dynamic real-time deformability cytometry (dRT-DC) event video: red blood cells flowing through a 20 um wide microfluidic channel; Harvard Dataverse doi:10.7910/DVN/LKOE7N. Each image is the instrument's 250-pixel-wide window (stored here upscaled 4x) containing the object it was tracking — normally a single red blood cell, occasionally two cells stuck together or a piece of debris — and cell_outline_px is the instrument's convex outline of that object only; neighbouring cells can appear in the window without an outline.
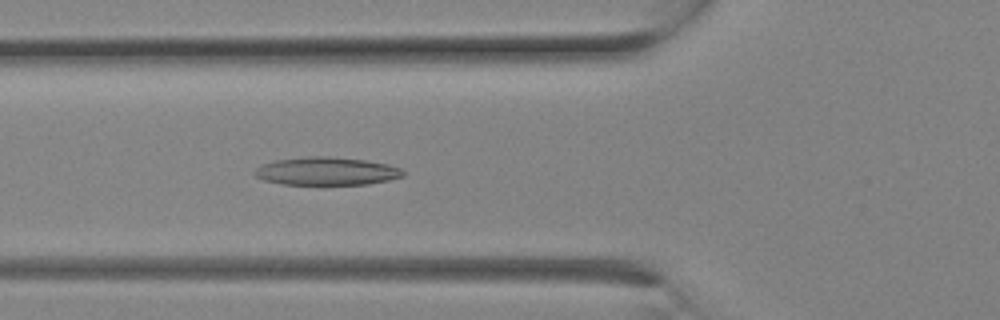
{"species": "Egyptian fruit bat (a non-hibernating species)", "species_latin": "Rousettus aegyptiacus", "temperature_condition": "room temperature", "stored_images_in_passage": 8, "camera_frame_rate_fps": 3000, "um_per_image_px": 0.085, "animal": {"sex": "female"}, "frame": {"image": 1, "passage_image": 8, "time_ms": 2.333, "image_size_px": [1000, 320], "cell_outline_px": [[408, 172], [404, 176], [388, 180], [368, 184], [284, 184], [264, 180], [256, 176], [252, 172], [260, 164], [276, 160], [304, 156], [328, 156], [364, 160], [388, 164], [400, 168]], "centroid_in_image_um": [27.76, 14.54], "position_along_channel_um": 98.0, "area_um2": 24.33}}